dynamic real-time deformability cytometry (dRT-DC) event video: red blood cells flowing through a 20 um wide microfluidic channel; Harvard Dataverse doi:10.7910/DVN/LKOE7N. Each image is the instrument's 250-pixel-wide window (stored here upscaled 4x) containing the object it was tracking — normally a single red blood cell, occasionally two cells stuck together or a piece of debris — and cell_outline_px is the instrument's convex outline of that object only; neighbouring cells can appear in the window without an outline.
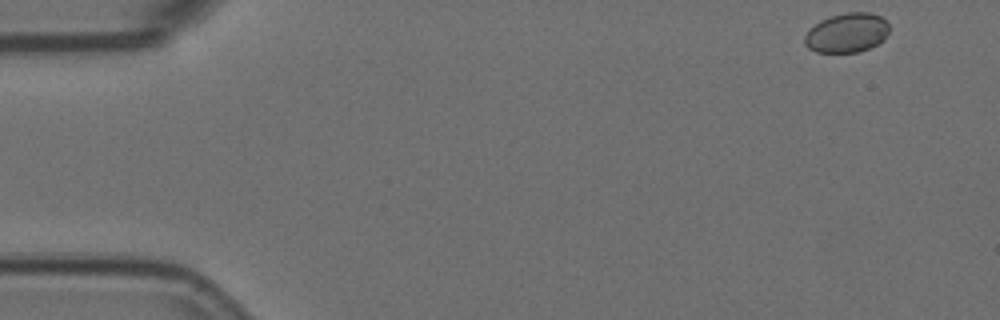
{"species": "Egyptian fruit bat (a non-hibernating species)", "species_latin": "Rousettus aegyptiacus", "temperature_condition": "room temperature", "stored_images_in_passage": 54, "camera_frame_rate_fps": 3000, "um_per_image_px": 0.085, "animal": {"sex": "female"}, "frame": {"image": 1, "passage_image": 1, "time_ms": 0.0, "image_size_px": [1000, 320], "cell_outline_px": [[888, 32], [884, 40], [860, 52], [816, 52], [808, 48], [804, 44], [804, 36], [820, 20], [844, 12], [868, 12], [880, 16], [888, 24]], "centroid_in_image_um": [71.98, 2.79], "position_along_channel_um": 13.0, "area_um2": 19.31}}
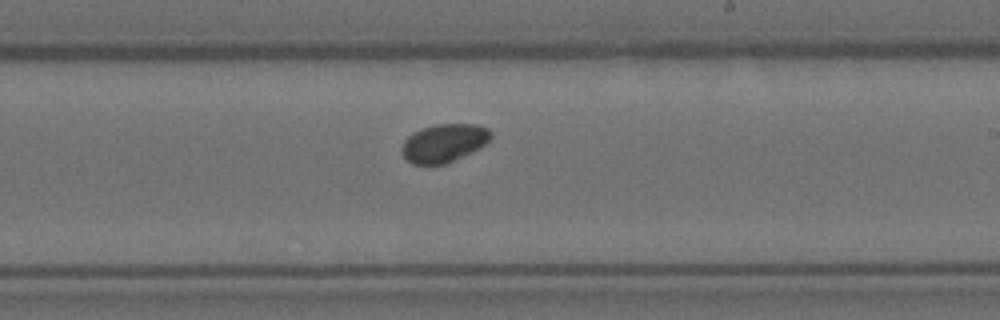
{"frame": {"image": 2, "passage_image": 31, "time_ms": 10.0, "image_size_px": [1000, 320], "cell_outline_px": [[492, 136], [484, 144], [444, 164], [412, 164], [404, 156], [404, 140], [412, 132], [420, 128], [436, 124], [476, 124], [488, 128], [492, 132]], "centroid_in_image_um": [37.72, 12.12], "position_along_channel_um": 251.3, "area_um2": 19.31}}
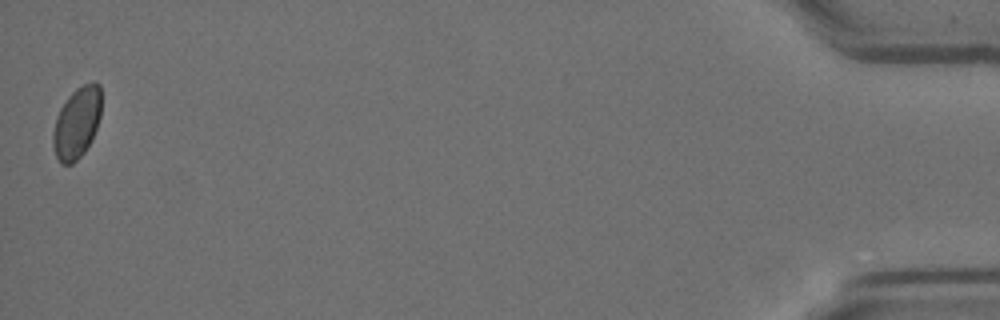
{"frame": {"image": 3, "passage_image": 54, "time_ms": 17.667, "image_size_px": [1000, 320], "cell_outline_px": [[100, 116], [92, 140], [84, 152], [72, 164], [60, 164], [52, 148], [52, 132], [56, 116], [60, 108], [68, 96], [76, 88], [92, 80], [100, 84]], "centroid_in_image_um": [6.51, 10.44], "position_along_channel_um": 428.7, "area_um2": 20.29}, "authors_computed_cell_mechanics": {"area_um2": 19.7098, "velocity_mm_per_s": 3.5623, "shape_relaxation_time_tau1_ms": null, "shape_relaxation_time_tau2_ms": 9.3945, "deformation_change_tau1": null, "deformation_change_tau2": 0.0569}}